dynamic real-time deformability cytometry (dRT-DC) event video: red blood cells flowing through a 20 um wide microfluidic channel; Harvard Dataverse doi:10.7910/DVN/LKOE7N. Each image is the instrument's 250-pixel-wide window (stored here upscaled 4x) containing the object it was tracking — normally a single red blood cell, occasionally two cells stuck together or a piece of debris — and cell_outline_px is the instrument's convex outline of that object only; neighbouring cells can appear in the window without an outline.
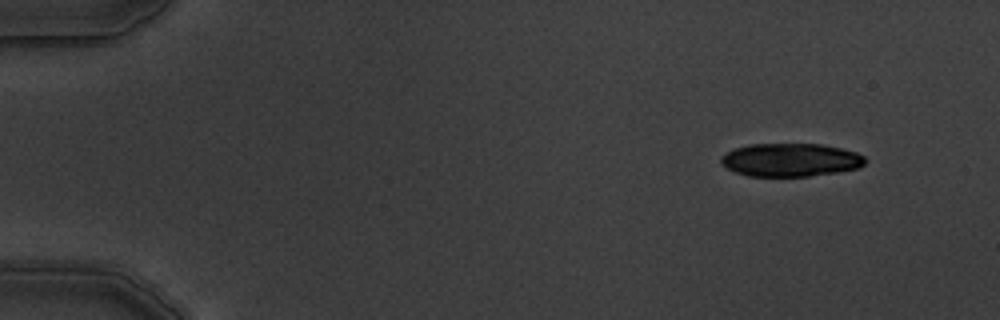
{"species": "common noctule bat (a hibernating species)", "species_latin": "Nyctalus noctula", "temperature_condition": "warm", "stored_images_in_passage": 4, "camera_frame_rate_fps": 3000, "um_per_image_px": 0.085, "animal": {"sex": "male", "body_mass_g": 19.5, "forearm_length_mm": 54.6}, "frame": {"image": 1, "passage_image": 1, "time_ms": 0.0, "image_size_px": [1000, 320], "cell_outline_px": [[864, 164], [856, 168], [836, 172], [808, 176], [748, 176], [736, 172], [720, 164], [720, 156], [736, 148], [752, 144], [820, 144], [840, 148], [856, 152], [864, 156]], "centroid_in_image_um": [67.16, 13.59], "position_along_channel_um": 17.8, "area_um2": 27.63}}